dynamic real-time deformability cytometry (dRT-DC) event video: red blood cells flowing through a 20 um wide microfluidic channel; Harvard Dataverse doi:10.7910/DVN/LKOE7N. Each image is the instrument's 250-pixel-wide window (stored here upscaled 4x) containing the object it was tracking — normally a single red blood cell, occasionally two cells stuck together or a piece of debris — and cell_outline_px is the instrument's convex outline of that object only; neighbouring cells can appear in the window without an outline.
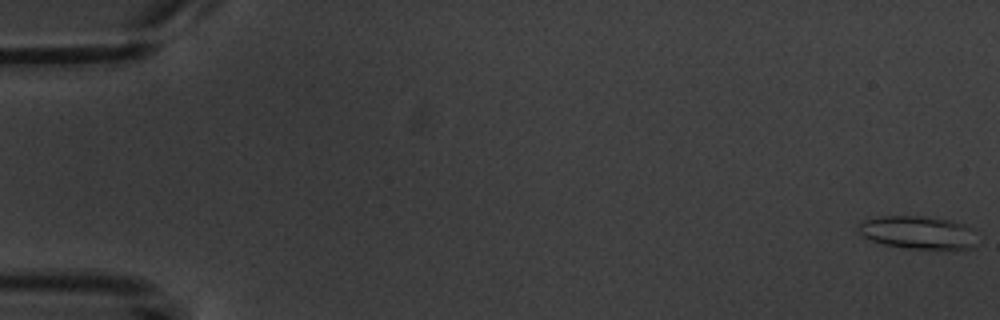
{"species": "common noctule bat (a hibernating species)", "species_latin": "Nyctalus noctula", "temperature_condition": "warm", "stored_images_in_passage": 4, "camera_frame_rate_fps": 3000, "um_per_image_px": 0.085, "animal": {"sex": "male", "body_mass_g": 20.1, "forearm_length_mm": 53.5}, "frame": {"image": 1, "passage_image": 1, "time_ms": 0.0, "image_size_px": [1000, 320], "cell_outline_px": [[976, 244], [972, 248], [908, 248], [884, 244], [872, 240], [864, 236], [856, 228], [864, 220], [884, 216], [924, 216], [952, 220], [968, 224], [972, 228]], "centroid_in_image_um": [78.06, 19.74], "position_along_channel_um": 6.9, "area_um2": 22.6}}